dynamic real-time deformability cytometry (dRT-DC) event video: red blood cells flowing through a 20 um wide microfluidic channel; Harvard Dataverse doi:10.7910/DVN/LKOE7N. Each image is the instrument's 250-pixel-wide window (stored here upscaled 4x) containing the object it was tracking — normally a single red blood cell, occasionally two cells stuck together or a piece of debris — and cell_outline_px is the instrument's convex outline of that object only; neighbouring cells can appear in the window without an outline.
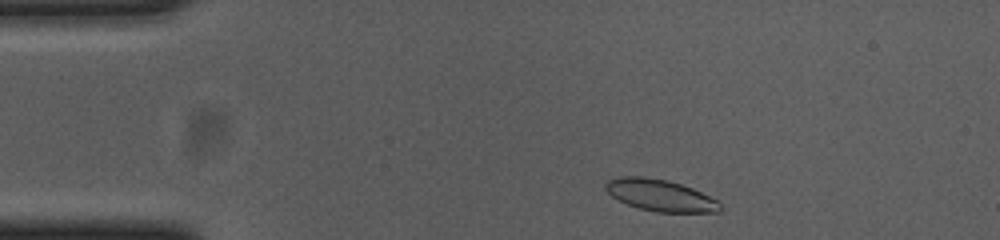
{"species": "common noctule bat (a hibernating species)", "species_latin": "Nyctalus noctula", "temperature_condition": "cold", "stored_images_in_passage": 47, "camera_frame_rate_fps": 3000, "um_per_image_px": 0.085, "animal": {"sex": "female", "body_mass_g": 23.0, "forearm_length_mm": 53.4}, "frame": {"image": 1, "passage_image": 2, "time_ms": 0.333, "image_size_px": [1000, 240], "cell_outline_px": [[720, 212], [656, 212], [640, 208], [628, 204], [612, 196], [604, 188], [604, 184], [608, 180], [616, 176], [644, 176], [668, 180], [692, 188], [720, 200]], "centroid_in_image_um": [56.12, 16.59], "position_along_channel_um": 28.9, "area_um2": 21.21}}
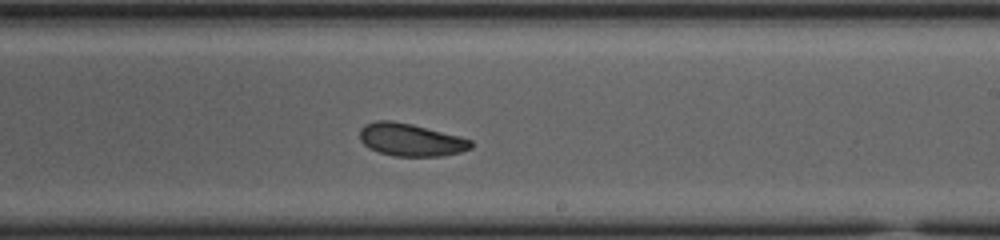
{"frame": {"image": 2, "passage_image": 25, "time_ms": 8.0, "image_size_px": [1000, 240], "cell_outline_px": [[472, 148], [460, 152], [444, 156], [392, 156], [368, 148], [360, 140], [360, 128], [364, 124], [376, 120], [392, 120], [412, 124], [460, 136], [472, 140]], "centroid_in_image_um": [34.9, 11.88], "position_along_channel_um": 254.1, "area_um2": 21.33}}
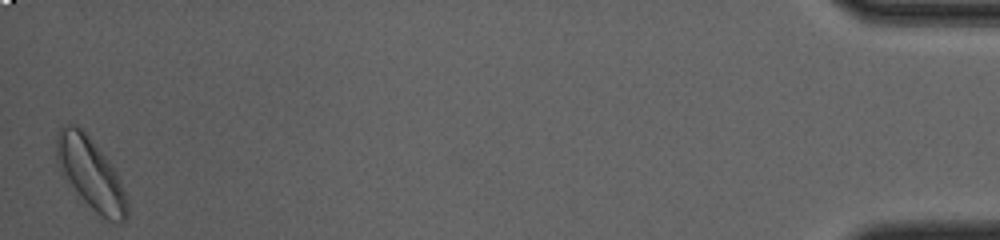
{"frame": {"image": 3, "passage_image": 47, "time_ms": 15.333, "image_size_px": [1000, 240], "cell_outline_px": [[128, 216], [124, 224], [116, 224], [100, 216], [84, 200], [60, 172], [56, 156], [56, 140], [60, 128], [68, 124], [76, 124], [88, 136], [108, 160], [116, 172], [128, 200]], "centroid_in_image_um": [7.74, 14.8], "position_along_channel_um": 427.5, "area_um2": 29.07}, "authors_computed_cell_mechanics": {"area_um2": 21.8484, "velocity_mm_per_s": 3.6663, "shape_relaxation_time_tau1_ms": 3.6791, "shape_relaxation_time_tau2_ms": null, "deformation_change_tau1": 0.1136, "deformation_change_tau2": null}}